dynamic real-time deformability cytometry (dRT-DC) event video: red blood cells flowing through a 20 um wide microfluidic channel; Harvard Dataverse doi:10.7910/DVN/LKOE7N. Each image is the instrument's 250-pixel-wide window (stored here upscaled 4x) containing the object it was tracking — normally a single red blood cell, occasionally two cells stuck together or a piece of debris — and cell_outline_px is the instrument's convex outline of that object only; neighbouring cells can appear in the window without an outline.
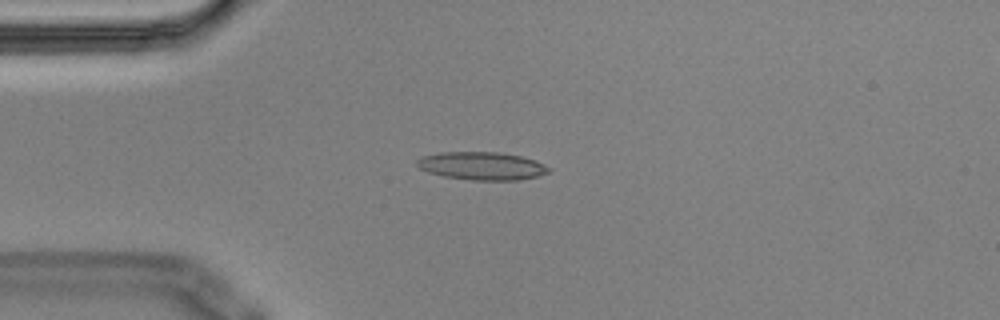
{"species": "Egyptian fruit bat (a non-hibernating species)", "species_latin": "Rousettus aegyptiacus", "temperature_condition": "cold", "stored_images_in_passage": 8, "camera_frame_rate_fps": 3000, "um_per_image_px": 0.085, "animal": {"sex": "male"}, "frame": {"image": 1, "passage_image": 3, "time_ms": 0.667, "image_size_px": [1000, 320], "cell_outline_px": [[552, 168], [548, 172], [536, 176], [516, 180], [472, 180], [444, 176], [428, 172], [420, 168], [416, 164], [416, 160], [424, 156], [440, 152], [496, 152], [520, 156], [536, 160]], "centroid_in_image_um": [40.96, 14.1], "position_along_channel_um": 44.0, "area_um2": 21.33}}
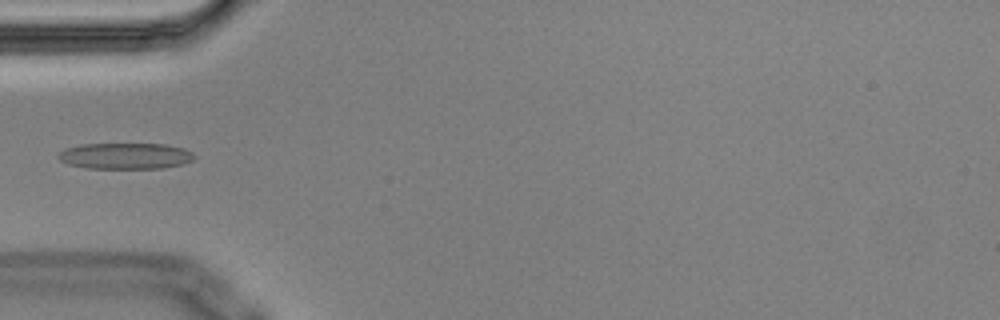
{"frame": {"image": 2, "passage_image": 4, "time_ms": 1.0, "image_size_px": [1000, 320], "cell_outline_px": [[196, 156], [192, 160], [184, 164], [164, 168], [88, 168], [68, 164], [60, 160], [56, 156], [64, 148], [80, 144], [164, 144], [184, 148], [192, 152]], "centroid_in_image_um": [10.66, 13.25], "position_along_channel_um": 74.3, "area_um2": 20.81}}
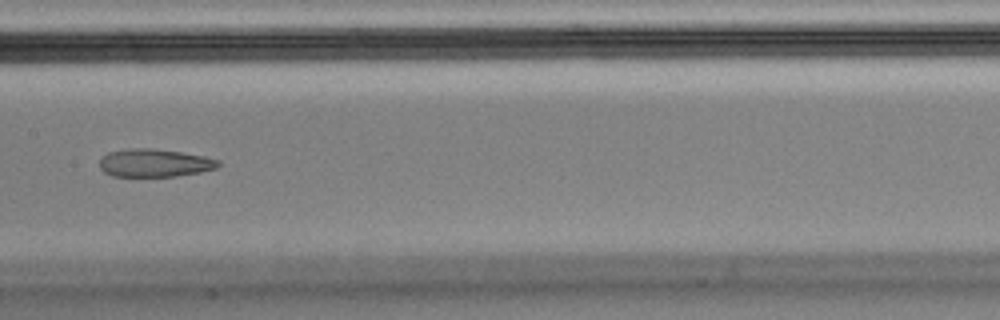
{"frame": {"image": 3, "passage_image": 7, "time_ms": 2.0, "image_size_px": [1000, 320], "cell_outline_px": [[220, 164], [216, 168], [200, 172], [176, 176], [112, 176], [104, 172], [100, 168], [100, 160], [108, 152], [128, 148], [152, 148], [180, 152], [204, 156], [220, 160]], "centroid_in_image_um": [13.13, 13.84], "position_along_channel_um": 194.3, "area_um2": 19.31}}